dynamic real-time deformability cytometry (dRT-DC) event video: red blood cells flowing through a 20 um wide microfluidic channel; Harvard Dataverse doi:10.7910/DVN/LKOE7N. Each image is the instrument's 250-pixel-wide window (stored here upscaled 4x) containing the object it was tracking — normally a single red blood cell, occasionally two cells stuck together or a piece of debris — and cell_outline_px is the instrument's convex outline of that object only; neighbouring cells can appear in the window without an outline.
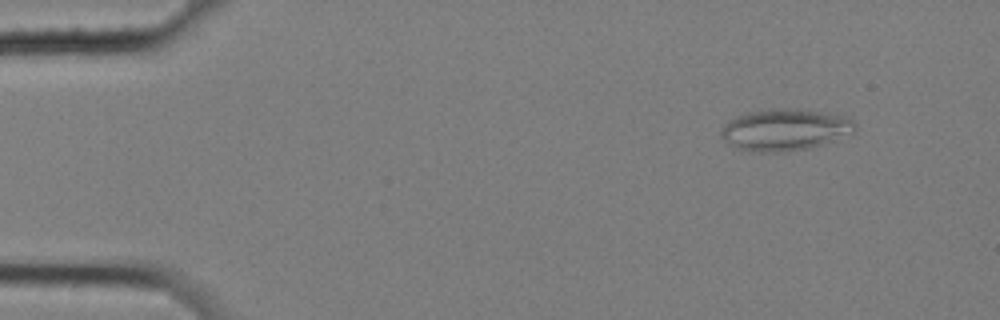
{"species": "common noctule bat (a hibernating species)", "species_latin": "Nyctalus noctula", "temperature_condition": "cold", "stored_images_in_passage": 10, "camera_frame_rate_fps": 3000, "um_per_image_px": 0.085, "animal": {"sex": "female", "body_mass_g": 25.1}, "frame": {"image": 1, "passage_image": 2, "time_ms": 0.333, "image_size_px": [1000, 320], "cell_outline_px": [[856, 128], [852, 132], [824, 144], [808, 148], [784, 152], [748, 152], [736, 148], [724, 140], [720, 136], [720, 128], [728, 120], [736, 116], [748, 112], [772, 108], [796, 108], [828, 112], [848, 116], [856, 124]], "centroid_in_image_um": [66.69, 11.01], "position_along_channel_um": 18.3, "area_um2": 33.06}}
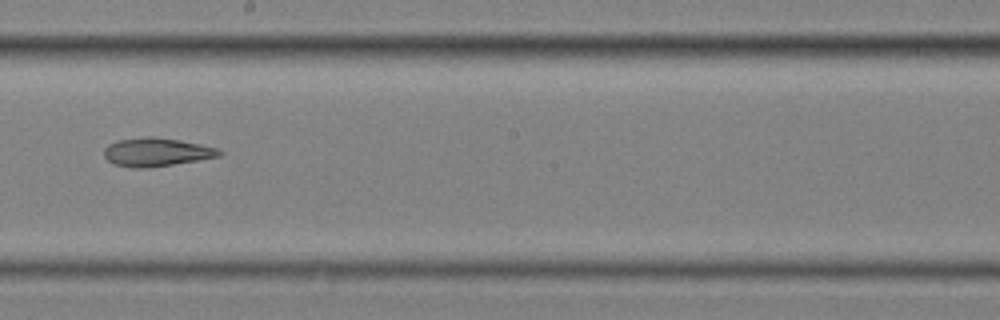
{"frame": {"image": 2, "passage_image": 9, "time_ms": 2.667, "image_size_px": [1000, 320], "cell_outline_px": [[224, 152], [220, 156], [148, 168], [132, 168], [112, 164], [104, 156], [104, 148], [108, 144], [120, 140], [148, 136], [152, 136], [180, 140], [200, 144], [216, 148]], "centroid_in_image_um": [13.27, 12.93], "position_along_channel_um": 234.9, "area_um2": 19.02}}
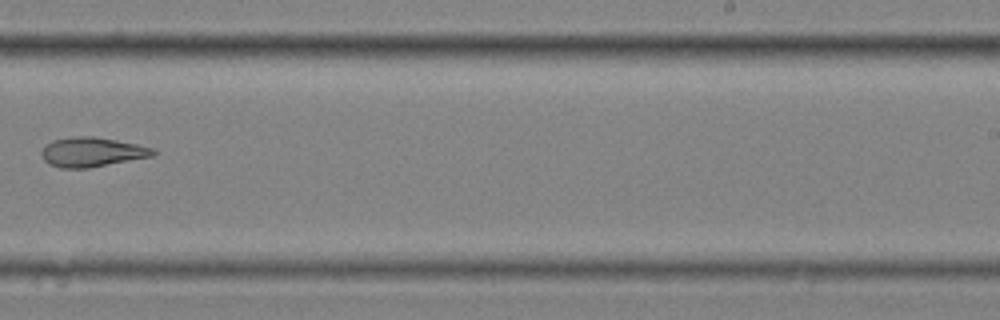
{"frame": {"image": 3, "passage_image": 10, "time_ms": 3.0, "image_size_px": [1000, 320], "cell_outline_px": [[160, 152], [152, 156], [88, 168], [60, 168], [48, 164], [44, 160], [40, 152], [52, 140], [72, 136], [92, 136], [116, 140], [136, 144], [152, 148]], "centroid_in_image_um": [7.81, 12.92], "position_along_channel_um": 281.2, "area_um2": 19.13}}